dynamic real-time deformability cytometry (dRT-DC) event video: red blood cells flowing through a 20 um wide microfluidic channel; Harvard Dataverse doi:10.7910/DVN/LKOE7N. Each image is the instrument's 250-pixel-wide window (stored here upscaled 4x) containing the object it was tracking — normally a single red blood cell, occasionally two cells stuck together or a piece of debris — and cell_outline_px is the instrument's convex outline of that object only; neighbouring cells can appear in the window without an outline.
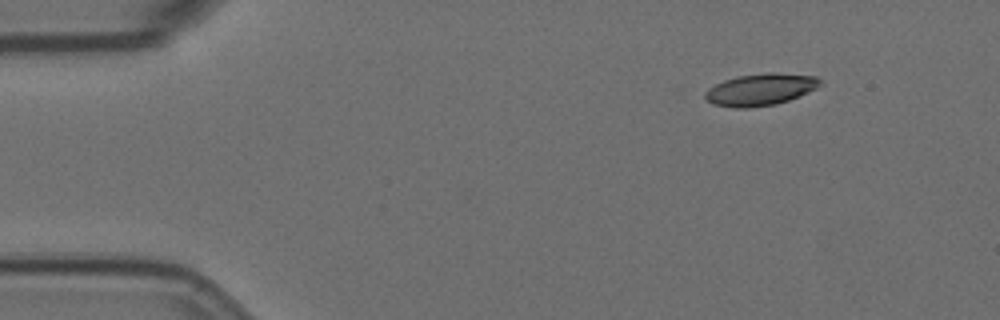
{"species": "Egyptian fruit bat (a non-hibernating species)", "species_latin": "Rousettus aegyptiacus", "temperature_condition": "room temperature", "stored_images_in_passage": 3, "camera_frame_rate_fps": 3000, "um_per_image_px": 0.085, "animal": {"sex": "female"}, "frame": {"image": 1, "passage_image": 1, "time_ms": 0.0, "image_size_px": [1000, 320], "cell_outline_px": [[824, 84], [800, 96], [776, 104], [748, 108], [736, 108], [712, 104], [704, 96], [704, 92], [708, 88], [724, 80], [736, 76], [768, 72], [776, 72], [816, 76]], "centroid_in_image_um": [64.65, 7.6], "position_along_channel_um": 20.4, "area_um2": 21.56}}